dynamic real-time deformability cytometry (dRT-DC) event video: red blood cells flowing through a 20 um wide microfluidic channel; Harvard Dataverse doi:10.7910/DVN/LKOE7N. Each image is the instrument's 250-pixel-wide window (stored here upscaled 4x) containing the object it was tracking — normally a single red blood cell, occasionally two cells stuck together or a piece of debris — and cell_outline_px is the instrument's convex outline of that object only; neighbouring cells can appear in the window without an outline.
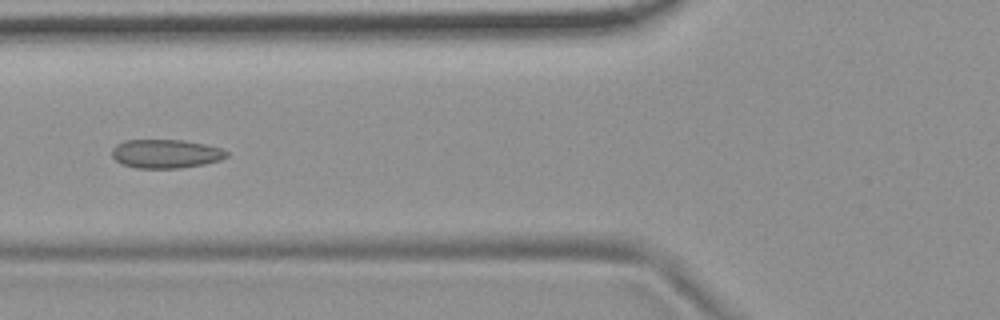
{"species": "common noctule bat (a hibernating species)", "species_latin": "Nyctalus noctula", "temperature_condition": "room temperature", "stored_images_in_passage": 8, "camera_frame_rate_fps": 3000, "um_per_image_px": 0.085, "animal": {"sex": "female", "body_mass_g": 19.9}, "frame": {"image": 1, "passage_image": 6, "time_ms": 6.667, "image_size_px": [1000, 320], "cell_outline_px": [[228, 156], [220, 160], [204, 164], [180, 168], [136, 168], [124, 164], [116, 160], [112, 156], [112, 148], [116, 144], [124, 140], [184, 140], [204, 144], [220, 148], [228, 152]], "centroid_in_image_um": [14.08, 13.06], "position_along_channel_um": 111.7, "area_um2": 19.19}}
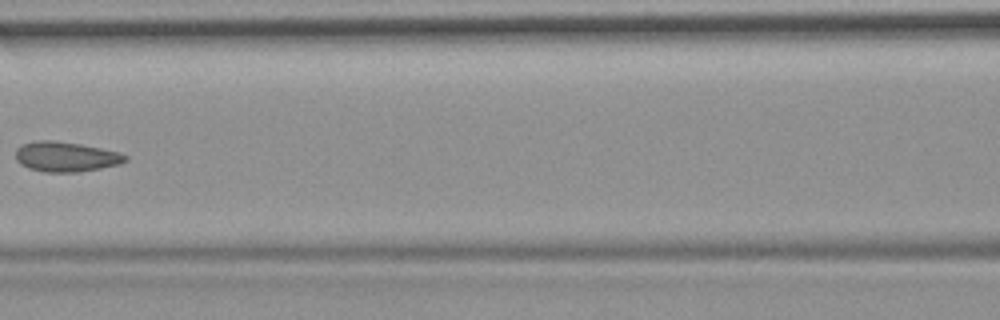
{"frame": {"image": 2, "passage_image": 7, "time_ms": 8.0, "image_size_px": [1000, 320], "cell_outline_px": [[128, 160], [120, 164], [80, 172], [44, 172], [28, 168], [20, 164], [16, 160], [16, 148], [20, 144], [36, 140], [52, 140], [80, 144], [120, 152], [128, 156]], "centroid_in_image_um": [5.58, 13.32], "position_along_channel_um": 161.0, "area_um2": 19.36}}